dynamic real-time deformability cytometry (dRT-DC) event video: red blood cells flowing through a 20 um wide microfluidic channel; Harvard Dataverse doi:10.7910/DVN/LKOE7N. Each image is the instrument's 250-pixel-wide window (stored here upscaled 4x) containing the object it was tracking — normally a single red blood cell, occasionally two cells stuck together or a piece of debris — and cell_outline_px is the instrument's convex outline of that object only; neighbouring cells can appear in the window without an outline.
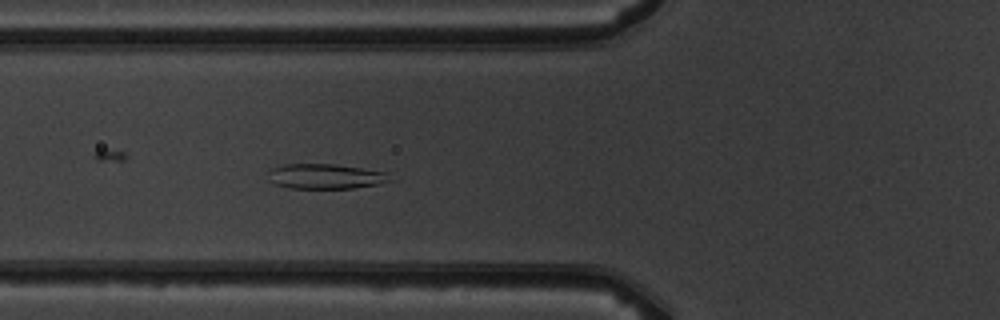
{"species": "common noctule bat (a hibernating species)", "species_latin": "Nyctalus noctula", "temperature_condition": "warm", "stored_images_in_passage": 4, "camera_frame_rate_fps": 3000, "um_per_image_px": 0.085, "animal": {"sex": "male", "body_mass_g": 19.5, "forearm_length_mm": 54.6}, "frame": {"image": 1, "passage_image": 4, "time_ms": 3.333, "image_size_px": [1000, 320], "cell_outline_px": [[392, 180], [380, 184], [352, 188], [288, 188], [276, 184], [268, 180], [272, 168], [284, 164], [336, 164], [388, 172]], "centroid_in_image_um": [27.7, 14.99], "position_along_channel_um": 98.1, "area_um2": 17.74}}